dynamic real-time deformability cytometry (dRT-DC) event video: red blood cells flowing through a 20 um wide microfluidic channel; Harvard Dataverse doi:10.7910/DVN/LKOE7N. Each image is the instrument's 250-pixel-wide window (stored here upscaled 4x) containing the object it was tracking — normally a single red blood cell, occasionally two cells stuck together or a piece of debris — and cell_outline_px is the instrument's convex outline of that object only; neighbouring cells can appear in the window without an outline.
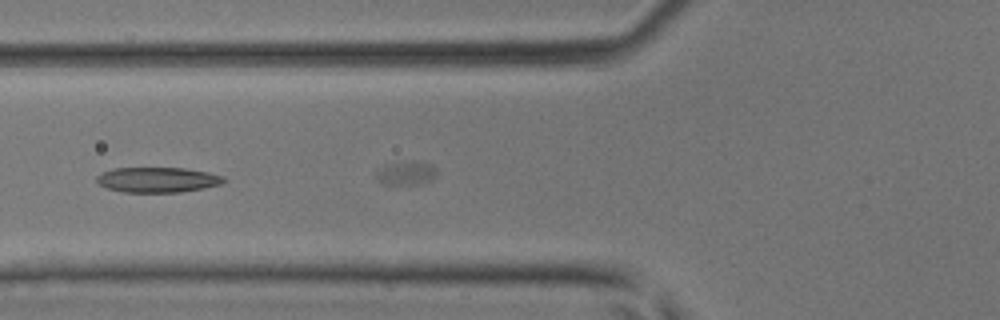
{"species": "common noctule bat (a hibernating species)", "species_latin": "Nyctalus noctula", "temperature_condition": "room temperature", "stored_images_in_passage": 18, "camera_frame_rate_fps": 3000, "um_per_image_px": 0.085, "animal": {"sex": "male", "body_mass_g": 17.9, "forearm_length_mm": 54.2}, "frame": {"image": 1, "passage_image": 16, "time_ms": 5.0, "image_size_px": [1000, 320], "cell_outline_px": [[228, 180], [220, 184], [204, 188], [180, 192], [124, 192], [108, 188], [100, 184], [96, 180], [96, 176], [100, 172], [112, 168], [184, 168], [208, 172], [224, 176]], "centroid_in_image_um": [13.4, 15.27], "position_along_channel_um": 112.4, "area_um2": 18.73}}